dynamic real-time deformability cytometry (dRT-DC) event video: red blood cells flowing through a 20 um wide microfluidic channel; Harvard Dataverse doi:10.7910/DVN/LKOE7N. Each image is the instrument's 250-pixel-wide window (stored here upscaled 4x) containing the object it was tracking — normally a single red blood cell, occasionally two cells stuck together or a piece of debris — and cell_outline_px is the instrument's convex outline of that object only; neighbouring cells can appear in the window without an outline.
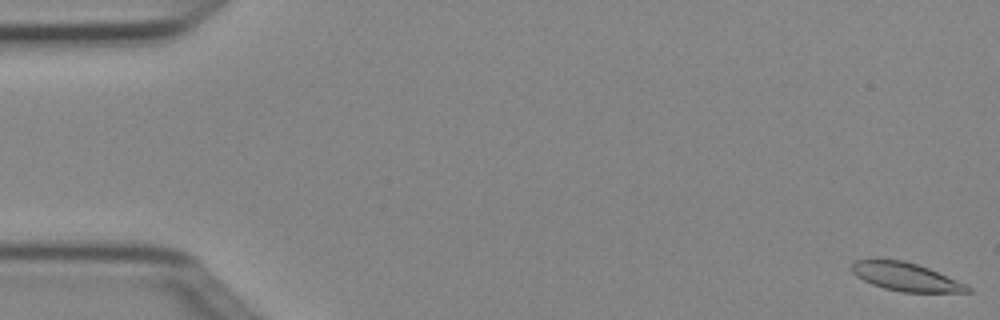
{"species": "Egyptian fruit bat (a non-hibernating species)", "species_latin": "Rousettus aegyptiacus", "temperature_condition": "cold", "stored_images_in_passage": 5, "camera_frame_rate_fps": 3000, "um_per_image_px": 0.085, "animal": {"sex": "female"}, "frame": {"image": 1, "passage_image": 1, "time_ms": 0.0, "image_size_px": [1000, 320], "cell_outline_px": [[972, 292], [904, 292], [884, 288], [872, 284], [856, 276], [852, 272], [852, 264], [856, 260], [904, 260], [928, 268], [968, 284], [972, 288]], "centroid_in_image_um": [77.05, 23.54], "position_along_channel_um": 8.0, "area_um2": 18.9}}
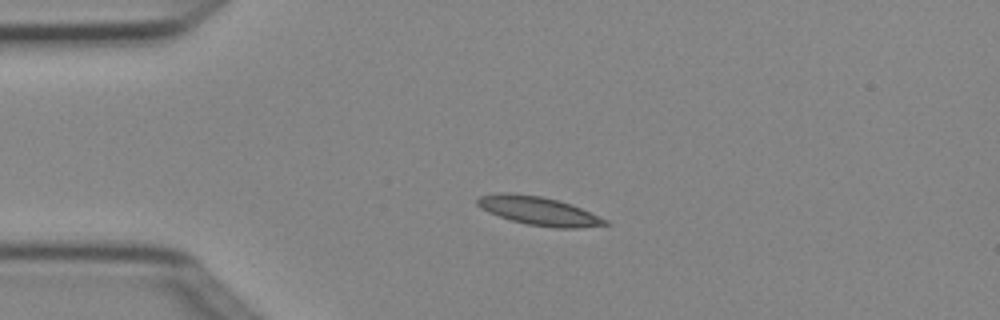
{"frame": {"image": 2, "passage_image": 4, "time_ms": 1.0, "image_size_px": [1000, 320], "cell_outline_px": [[612, 224], [580, 228], [556, 228], [528, 224], [512, 220], [488, 212], [480, 208], [476, 204], [476, 200], [480, 196], [500, 192], [512, 192], [540, 196], [572, 204], [608, 220]], "centroid_in_image_um": [45.8, 17.92], "position_along_channel_um": 39.2, "area_um2": 21.27}}